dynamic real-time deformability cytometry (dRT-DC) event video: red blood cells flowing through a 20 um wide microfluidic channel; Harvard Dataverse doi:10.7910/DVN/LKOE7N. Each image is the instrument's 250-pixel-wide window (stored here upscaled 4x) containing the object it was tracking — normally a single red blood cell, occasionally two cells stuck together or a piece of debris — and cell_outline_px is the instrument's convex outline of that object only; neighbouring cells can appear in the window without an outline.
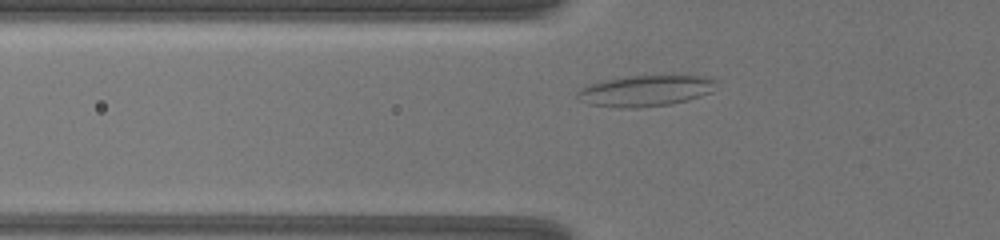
{"species": "common noctule bat (a hibernating species)", "species_latin": "Nyctalus noctula", "temperature_condition": "warm", "stored_images_in_passage": 53, "camera_frame_rate_fps": 3000, "um_per_image_px": 0.085, "animal": {"sex": "female", "body_mass_g": 19.5, "forearm_length_mm": 54.1}, "frame": {"image": 1, "passage_image": 12, "time_ms": 3.667, "image_size_px": [1000, 240], "cell_outline_px": [[716, 80], [712, 92], [688, 100], [668, 104], [636, 108], [620, 108], [588, 104], [576, 100], [576, 92], [580, 88], [600, 80], [628, 76], [672, 72], [712, 76]], "centroid_in_image_um": [54.9, 7.65], "position_along_channel_um": 70.9, "area_um2": 26.53}}
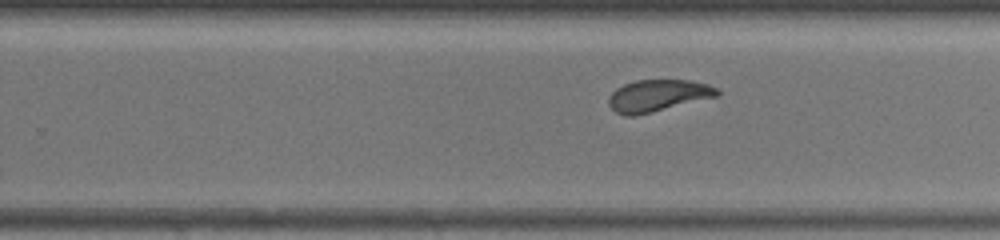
{"frame": {"image": 2, "passage_image": 31, "time_ms": 10.0, "image_size_px": [1000, 240], "cell_outline_px": [[720, 92], [716, 96], [632, 116], [624, 116], [616, 112], [608, 104], [608, 96], [616, 88], [624, 84], [636, 80], [692, 80], [708, 84], [716, 88]], "centroid_in_image_um": [55.86, 8.1], "position_along_channel_um": 273.9, "area_um2": 19.77}}
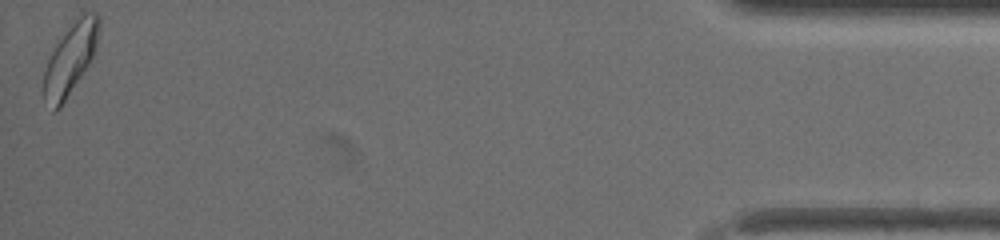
{"frame": {"image": 3, "passage_image": 53, "time_ms": 17.333, "image_size_px": [1000, 240], "cell_outline_px": [[100, 24], [96, 44], [92, 60], [60, 108], [56, 112], [52, 112], [40, 92], [44, 72], [48, 60], [56, 44], [80, 12], [96, 12], [100, 16]], "centroid_in_image_um": [5.95, 5.04], "position_along_channel_um": 429.2, "area_um2": 23.24}, "authors_computed_cell_mechanics": {"area_um2": 21.097, "velocity_mm_per_s": 3.2361, "shape_relaxation_time_tau1_ms": 5.9432, "shape_relaxation_time_tau2_ms": 1.4445, "deformation_change_tau1": 0.1497, "deformation_change_tau2": 0.0709}}